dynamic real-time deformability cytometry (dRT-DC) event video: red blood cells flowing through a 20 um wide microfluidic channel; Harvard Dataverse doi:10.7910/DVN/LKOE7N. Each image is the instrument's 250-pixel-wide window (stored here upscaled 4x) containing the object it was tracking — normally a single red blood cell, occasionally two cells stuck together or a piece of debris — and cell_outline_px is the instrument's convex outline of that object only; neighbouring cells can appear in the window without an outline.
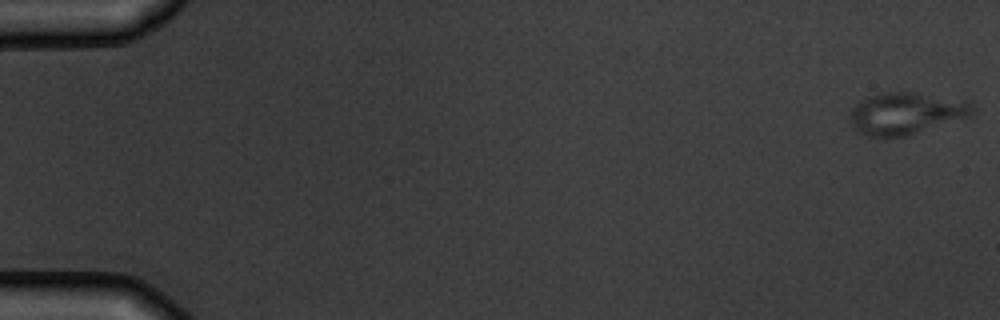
{"species": "common noctule bat (a hibernating species)", "species_latin": "Nyctalus noctula", "temperature_condition": "warm", "stored_images_in_passage": 5, "camera_frame_rate_fps": 3000, "um_per_image_px": 0.085, "animal": {"sex": "male", "body_mass_g": 19.5, "forearm_length_mm": 54.6}, "frame": {"image": 1, "passage_image": 1, "time_ms": 0.0, "image_size_px": [1000, 320], "cell_outline_px": [[972, 116], [904, 136], [884, 140], [868, 136], [856, 132], [852, 128], [852, 108], [860, 100], [868, 96], [884, 92], [916, 92], [972, 100]], "centroid_in_image_um": [77.02, 9.64], "position_along_channel_um": 8.0, "area_um2": 30.52}}